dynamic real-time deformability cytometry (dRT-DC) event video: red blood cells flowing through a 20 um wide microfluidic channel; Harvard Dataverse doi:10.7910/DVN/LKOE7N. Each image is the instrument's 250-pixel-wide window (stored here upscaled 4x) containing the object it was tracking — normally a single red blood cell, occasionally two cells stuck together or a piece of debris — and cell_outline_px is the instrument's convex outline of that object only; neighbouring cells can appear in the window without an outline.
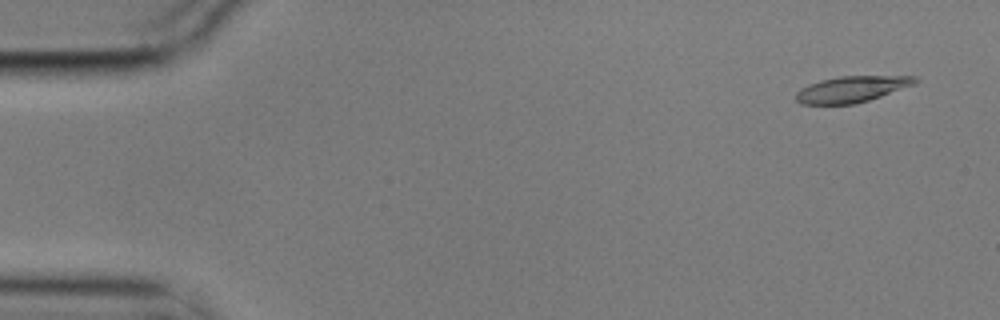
{"species": "common noctule bat (a hibernating species)", "species_latin": "Nyctalus noctula", "temperature_condition": "cold", "stored_images_in_passage": 6, "camera_frame_rate_fps": 3000, "um_per_image_px": 0.085, "animal": {"sex": "male", "body_mass_g": 17.9}, "frame": {"image": 1, "passage_image": 1, "time_ms": 0.0, "image_size_px": [1000, 320], "cell_outline_px": [[920, 80], [916, 84], [856, 104], [800, 104], [796, 100], [796, 92], [800, 88], [808, 84], [820, 80], [840, 76], [916, 76]], "centroid_in_image_um": [72.39, 7.57], "position_along_channel_um": 12.6, "area_um2": 18.21}}
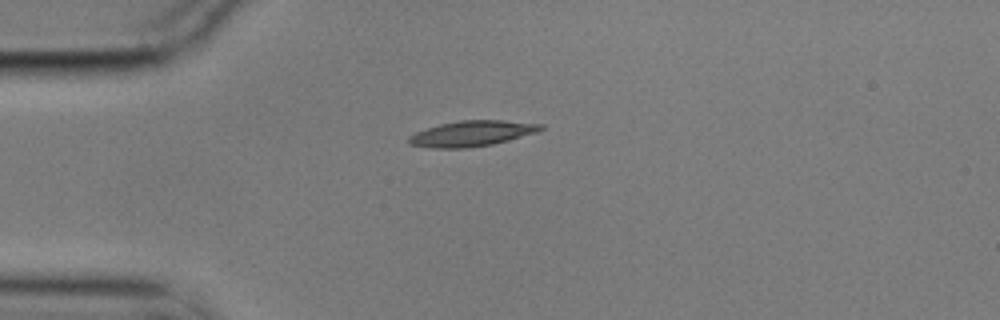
{"frame": {"image": 2, "passage_image": 4, "time_ms": 1.0, "image_size_px": [1000, 320], "cell_outline_px": [[544, 128], [536, 132], [508, 140], [492, 144], [464, 148], [428, 148], [408, 144], [408, 136], [416, 132], [440, 124], [460, 120], [504, 120], [544, 124]], "centroid_in_image_um": [40.09, 11.35], "position_along_channel_um": 44.9, "area_um2": 19.59}}
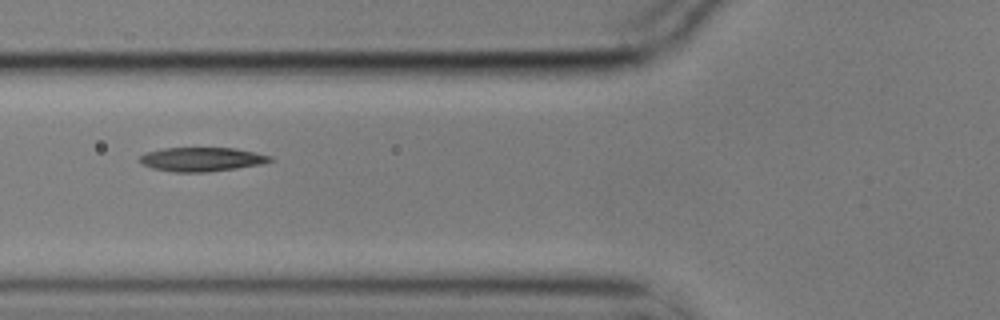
{"frame": {"image": 3, "passage_image": 6, "time_ms": 1.667, "image_size_px": [1000, 320], "cell_outline_px": [[272, 160], [260, 164], [236, 168], [208, 172], [172, 172], [152, 168], [136, 160], [144, 152], [164, 148], [236, 148], [256, 152], [272, 156]], "centroid_in_image_um": [17.11, 13.54], "position_along_channel_um": 108.7, "area_um2": 18.32}}